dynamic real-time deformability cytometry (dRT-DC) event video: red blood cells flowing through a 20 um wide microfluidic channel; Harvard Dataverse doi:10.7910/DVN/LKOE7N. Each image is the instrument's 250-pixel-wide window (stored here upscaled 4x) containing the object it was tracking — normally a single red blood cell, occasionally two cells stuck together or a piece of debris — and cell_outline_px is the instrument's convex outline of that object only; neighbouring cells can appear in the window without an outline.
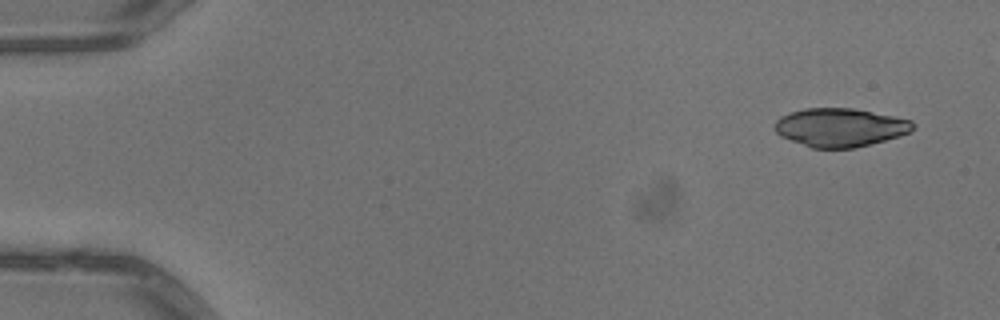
{"species": "common noctule bat (a hibernating species)", "species_latin": "Nyctalus noctula", "temperature_condition": "warm", "stored_images_in_passage": 4, "camera_frame_rate_fps": 3000, "um_per_image_px": 0.085, "animal": {"sex": "male", "body_mass_g": 13.3}, "frame": {"image": 1, "passage_image": 1, "time_ms": 0.0, "image_size_px": [1000, 320], "cell_outline_px": [[916, 124], [912, 132], [900, 136], [856, 148], [812, 148], [780, 136], [776, 132], [776, 120], [780, 116], [788, 112], [804, 108], [852, 108], [912, 120]], "centroid_in_image_um": [71.43, 10.83], "position_along_channel_um": 13.6, "area_um2": 31.1}}
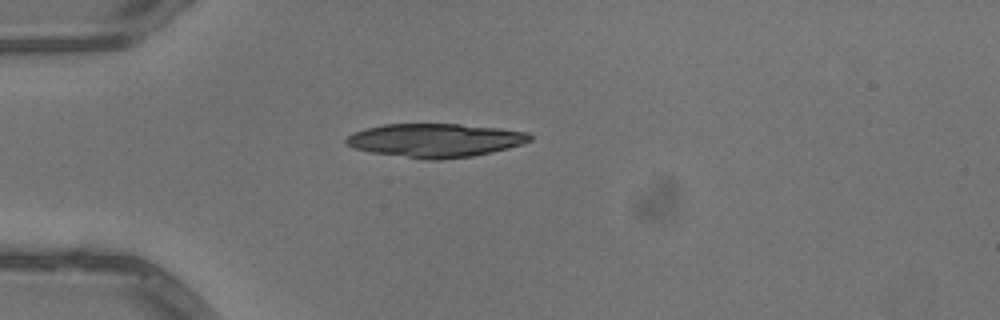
{"frame": {"image": 2, "passage_image": 4, "time_ms": 1.0, "image_size_px": [1000, 320], "cell_outline_px": [[532, 140], [524, 144], [492, 152], [472, 156], [440, 160], [424, 160], [372, 152], [352, 148], [344, 144], [344, 140], [352, 132], [364, 128], [384, 124], [460, 124], [500, 128], [528, 132], [532, 136]], "centroid_in_image_um": [36.97, 11.93], "position_along_channel_um": 48.0, "area_um2": 36.41}}